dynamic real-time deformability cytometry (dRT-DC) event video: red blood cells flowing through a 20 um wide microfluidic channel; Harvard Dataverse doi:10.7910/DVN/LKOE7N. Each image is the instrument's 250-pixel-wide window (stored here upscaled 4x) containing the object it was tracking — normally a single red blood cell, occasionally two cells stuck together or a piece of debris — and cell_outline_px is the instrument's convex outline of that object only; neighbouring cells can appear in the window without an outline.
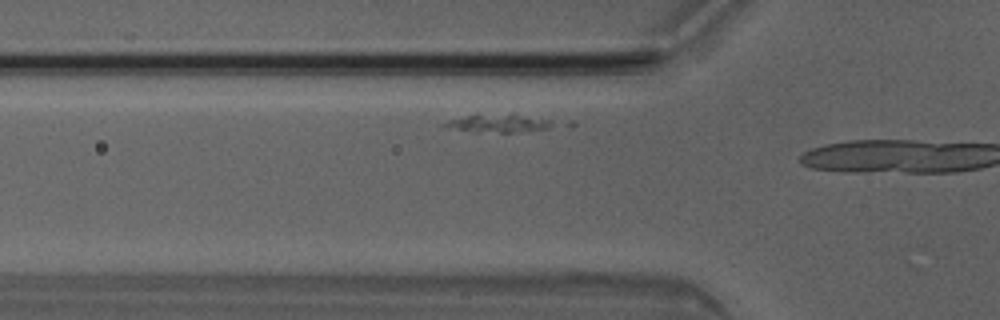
{"species": "Egyptian fruit bat (a non-hibernating species)", "species_latin": "Rousettus aegyptiacus", "temperature_condition": "room temperature", "stored_images_in_passage": 13, "camera_frame_rate_fps": 3000, "um_per_image_px": 0.085, "animal": {"sex": "male"}, "frame": {"image": 1, "passage_image": 12, "time_ms": 3.667, "image_size_px": [1000, 320], "cell_outline_px": [[576, 124], [572, 128], [520, 132], [476, 132], [444, 128], [440, 124], [448, 120], [468, 116], [512, 112], [572, 120]], "centroid_in_image_um": [43.13, 10.46], "position_along_channel_um": 82.7, "area_um2": 13.99}}